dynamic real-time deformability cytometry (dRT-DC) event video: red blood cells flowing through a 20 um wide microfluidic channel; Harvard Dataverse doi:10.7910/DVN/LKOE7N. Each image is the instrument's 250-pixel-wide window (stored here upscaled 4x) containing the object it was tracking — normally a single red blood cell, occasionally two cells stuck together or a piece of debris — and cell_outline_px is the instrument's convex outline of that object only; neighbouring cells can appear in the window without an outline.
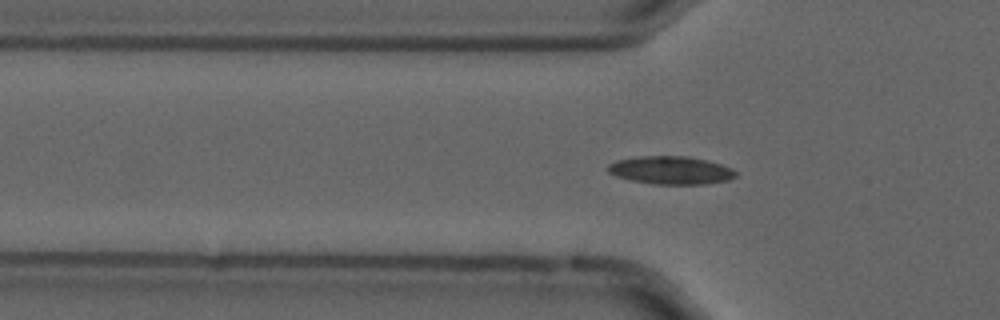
{"species": "common noctule bat (a hibernating species)", "species_latin": "Nyctalus noctula", "temperature_condition": "cold", "stored_images_in_passage": 26, "camera_frame_rate_fps": 3000, "um_per_image_px": 0.085, "animal": {"sex": "male", "forearm_length_mm": 52.5}, "frame": {"image": 1, "passage_image": 17, "time_ms": 5.333, "image_size_px": [1000, 320], "cell_outline_px": [[736, 176], [728, 180], [704, 184], [652, 184], [628, 180], [616, 176], [608, 172], [608, 164], [616, 160], [640, 156], [688, 156], [708, 160], [732, 168], [736, 172]], "centroid_in_image_um": [57.0, 14.47], "position_along_channel_um": 68.8, "area_um2": 20.98}}
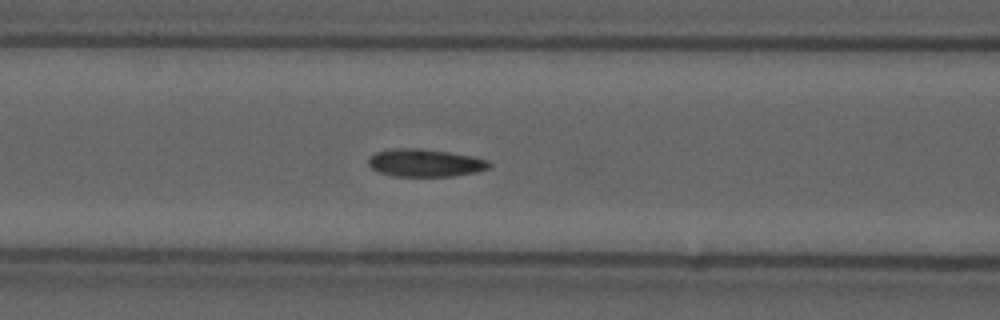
{"frame": {"image": 2, "passage_image": 22, "time_ms": 7.0, "image_size_px": [1000, 320], "cell_outline_px": [[492, 164], [488, 168], [476, 172], [452, 176], [392, 176], [380, 172], [372, 168], [368, 164], [368, 156], [376, 152], [388, 148], [420, 148], [448, 152], [472, 156], [488, 160]], "centroid_in_image_um": [36.1, 13.83], "position_along_channel_um": 130.5, "area_um2": 19.59}}